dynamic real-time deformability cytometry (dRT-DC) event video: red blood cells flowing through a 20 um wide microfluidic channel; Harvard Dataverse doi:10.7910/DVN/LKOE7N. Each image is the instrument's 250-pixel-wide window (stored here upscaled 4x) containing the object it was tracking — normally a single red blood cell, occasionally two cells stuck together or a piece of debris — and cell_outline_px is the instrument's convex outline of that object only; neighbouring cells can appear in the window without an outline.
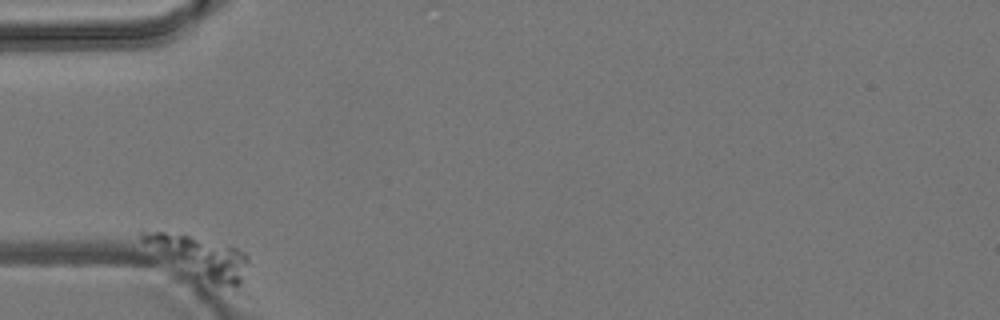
{"species": "common noctule bat (a hibernating species)", "species_latin": "Nyctalus noctula", "temperature_condition": "room temperature", "stored_images_in_passage": 5, "camera_frame_rate_fps": 3000, "um_per_image_px": 0.085, "animal": {"sex": "male", "body_mass_g": 19.2, "forearm_length_mm": 51.8}, "frame": {"image": 1, "passage_image": 1, "time_ms": 0.0, "image_size_px": [1000, 320], "cell_outline_px": [[248, 260], [244, 280], [240, 288], [236, 288], [212, 284], [196, 276], [164, 256], [140, 240], [140, 232], [164, 232], [188, 236], [236, 248], [244, 252], [248, 256]], "centroid_in_image_um": [17.1, 21.88], "position_along_channel_um": 67.9, "area_um2": 24.28}}
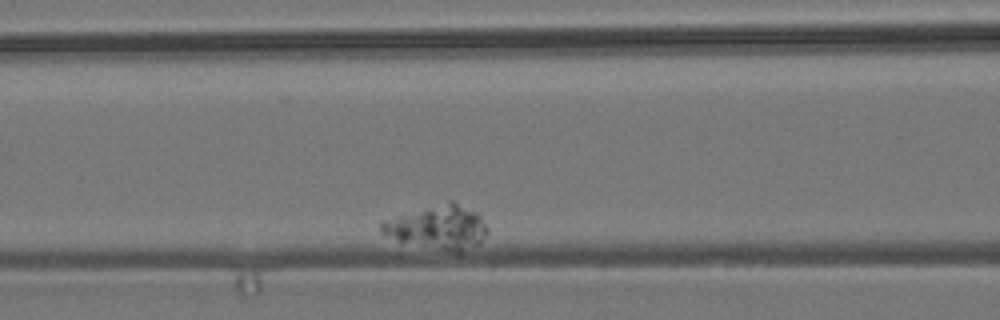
{"frame": {"image": 2, "passage_image": 3, "time_ms": 3.333, "image_size_px": [1000, 320], "cell_outline_px": [[488, 232], [480, 244], [460, 252], [400, 240], [380, 232], [380, 220], [448, 200], [452, 200], [476, 212], [480, 216], [488, 228]], "centroid_in_image_um": [37.25, 19.27], "position_along_channel_um": 129.3, "area_um2": 26.65}}
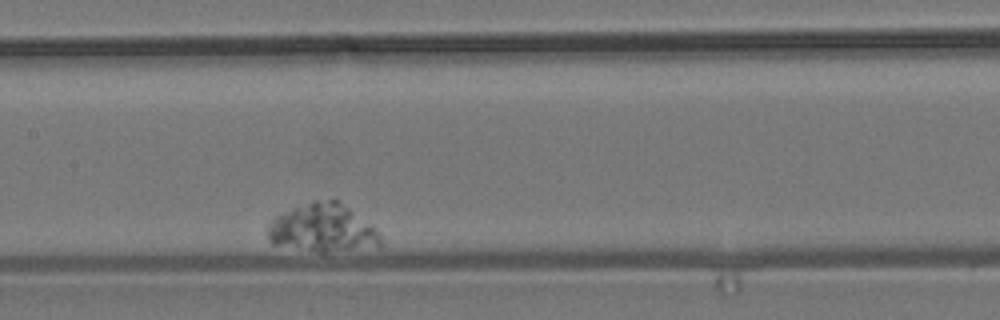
{"frame": {"image": 3, "passage_image": 5, "time_ms": 5.667, "image_size_px": [1000, 320], "cell_outline_px": [[384, 244], [380, 248], [324, 252], [320, 252], [272, 244], [268, 240], [268, 224], [276, 216], [292, 208], [312, 200], [336, 196], [368, 224], [380, 236]], "centroid_in_image_um": [27.45, 19.38], "position_along_channel_um": 180.0, "area_um2": 32.08}}